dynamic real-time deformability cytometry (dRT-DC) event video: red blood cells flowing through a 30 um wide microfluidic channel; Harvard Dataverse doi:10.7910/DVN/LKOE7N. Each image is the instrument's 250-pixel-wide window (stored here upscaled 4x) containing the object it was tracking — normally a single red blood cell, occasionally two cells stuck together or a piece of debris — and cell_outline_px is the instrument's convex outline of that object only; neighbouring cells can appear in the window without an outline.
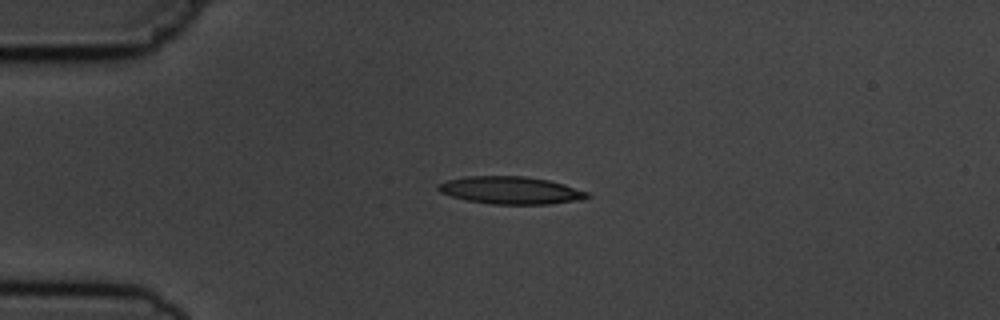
{"species": "common noctule bat (a hibernating species)", "species_latin": "Nyctalus noctula", "temperature_condition": "cold", "stored_images_in_passage": 13, "camera_frame_rate_fps": 3000, "um_per_image_px": 0.085, "animal": {"sex": "male", "body_mass_g": 19.5, "forearm_length_mm": 54.6}, "frame": {"image": 1, "passage_image": 2, "time_ms": 2.0, "image_size_px": [1000, 320], "cell_outline_px": [[592, 196], [584, 200], [552, 204], [492, 204], [468, 200], [452, 196], [440, 192], [436, 188], [436, 184], [448, 180], [468, 176], [524, 176], [548, 180], [564, 184], [588, 192]], "centroid_in_image_um": [43.45, 16.18], "position_along_channel_um": 41.5, "area_um2": 23.99}}
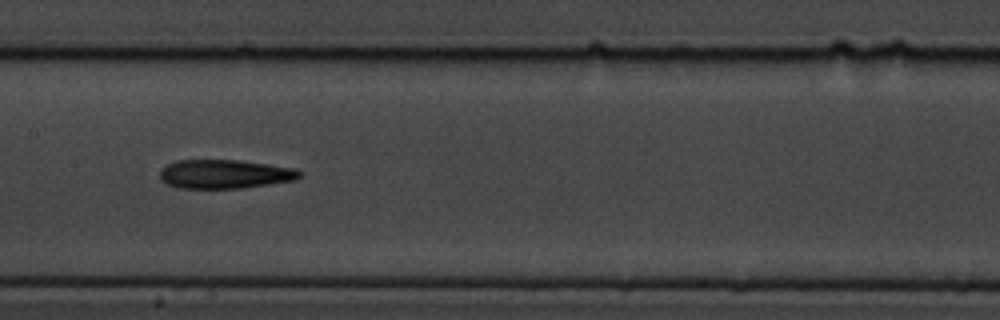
{"frame": {"image": 2, "passage_image": 6, "time_ms": 6.667, "image_size_px": [1000, 320], "cell_outline_px": [[304, 172], [296, 180], [244, 188], [176, 188], [160, 180], [160, 172], [168, 164], [176, 160], [236, 160], [268, 164], [296, 168]], "centroid_in_image_um": [19.14, 14.8], "position_along_channel_um": 188.3, "area_um2": 23.64}}
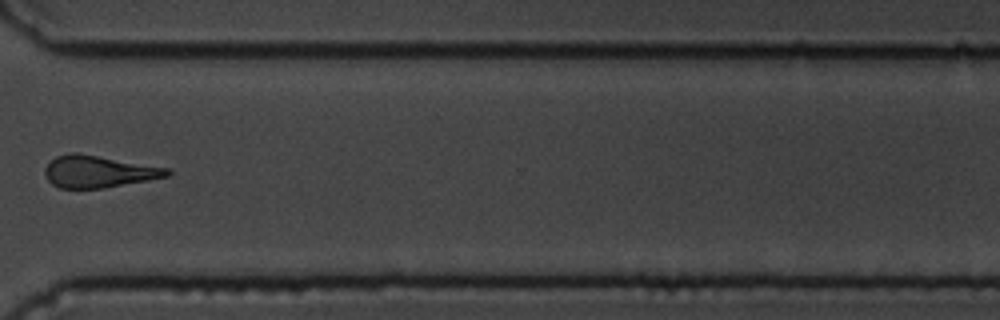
{"frame": {"image": 3, "passage_image": 10, "time_ms": 11.333, "image_size_px": [1000, 320], "cell_outline_px": [[172, 172], [168, 176], [148, 180], [104, 188], [60, 188], [52, 184], [48, 180], [44, 172], [44, 168], [56, 156], [72, 152], [76, 152], [168, 168]], "centroid_in_image_um": [8.36, 14.58], "position_along_channel_um": 362.2, "area_um2": 22.6}, "authors_computed_cell_mechanics": {"area_um2": 22.9466, "velocity_mm_per_s": 3.7384, "shape_relaxation_time_tau1_ms": 5.1015, "shape_relaxation_time_tau2_ms": 3.721, "deformation_change_tau1": 0.1726, "deformation_change_tau2": 0.1685}}